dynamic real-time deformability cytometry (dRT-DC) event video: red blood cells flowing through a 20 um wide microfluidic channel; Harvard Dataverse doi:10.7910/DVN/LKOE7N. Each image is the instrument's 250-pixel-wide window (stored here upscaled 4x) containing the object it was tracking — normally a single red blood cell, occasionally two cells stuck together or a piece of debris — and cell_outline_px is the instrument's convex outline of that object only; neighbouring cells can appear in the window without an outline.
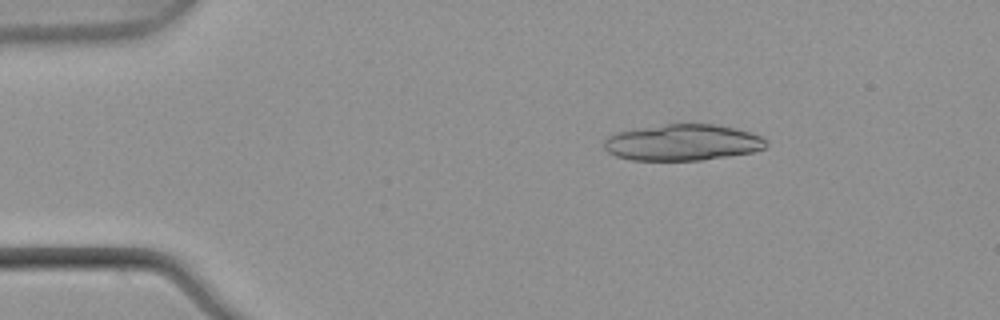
{"species": "common noctule bat (a hibernating species)", "species_latin": "Nyctalus noctula", "temperature_condition": "warm", "stored_images_in_passage": 4, "camera_frame_rate_fps": 3000, "um_per_image_px": 0.085, "animal": {"sex": "male", "body_mass_g": 21.5, "forearm_length_mm": 52.0}, "frame": {"image": 1, "passage_image": 2, "time_ms": 0.333, "image_size_px": [1000, 320], "cell_outline_px": [[768, 144], [764, 148], [752, 152], [728, 156], [700, 160], [632, 160], [616, 156], [608, 152], [604, 148], [604, 140], [608, 136], [616, 132], [664, 124], [716, 124], [736, 128], [752, 132], [768, 140]], "centroid_in_image_um": [58.04, 12.1], "position_along_channel_um": 27.0, "area_um2": 34.33}}